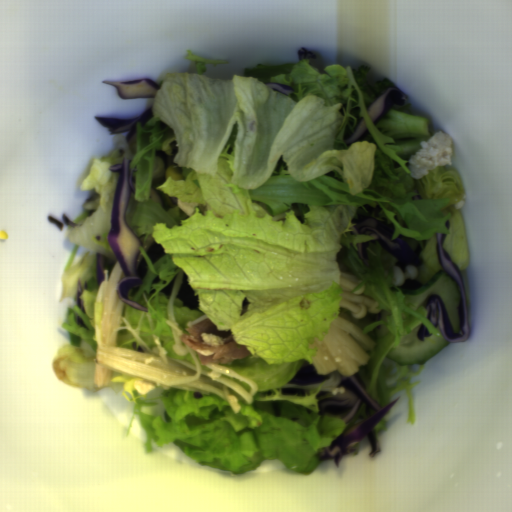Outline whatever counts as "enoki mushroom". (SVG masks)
<instances>
[{"mask_svg":"<svg viewBox=\"0 0 512 512\" xmlns=\"http://www.w3.org/2000/svg\"><path fill=\"white\" fill-rule=\"evenodd\" d=\"M102 280L95 302H101L102 314L99 328H96L94 341L95 387L104 388L111 382L114 372H123L136 377L132 384L138 395H147L149 390H185L215 394L227 401L232 412L240 413L239 394L246 404L254 402L258 390L257 383L227 367L224 364H203L199 354L182 342L181 329L175 315V299L180 291L183 271H179L167 301L166 325L170 327L174 345L173 351L180 356L189 353L194 365L178 358H170L167 349L154 339L152 352L128 350L118 346V335L122 323L123 301L117 287L122 272L114 261Z\"/></svg>","mask_w":512,"mask_h":512,"instance_id":"cea9216a","label":"enoki mushroom"},{"mask_svg":"<svg viewBox=\"0 0 512 512\" xmlns=\"http://www.w3.org/2000/svg\"><path fill=\"white\" fill-rule=\"evenodd\" d=\"M374 340L355 325L338 315L323 339H316L308 348L316 350L312 366L318 374L337 372L342 376L356 373L369 360Z\"/></svg>","mask_w":512,"mask_h":512,"instance_id":"6df1b440","label":"enoki mushroom"},{"mask_svg":"<svg viewBox=\"0 0 512 512\" xmlns=\"http://www.w3.org/2000/svg\"><path fill=\"white\" fill-rule=\"evenodd\" d=\"M452 139L444 132H436L428 140L421 141V149L411 153L408 171L412 177L420 178L438 166L452 165Z\"/></svg>","mask_w":512,"mask_h":512,"instance_id":"6f350940","label":"enoki mushroom"},{"mask_svg":"<svg viewBox=\"0 0 512 512\" xmlns=\"http://www.w3.org/2000/svg\"><path fill=\"white\" fill-rule=\"evenodd\" d=\"M339 276L341 288L339 306L348 309L355 319L364 317L366 313H378L380 306L364 292L365 284L355 292H351L362 282V278L341 271Z\"/></svg>","mask_w":512,"mask_h":512,"instance_id":"5e9bcc2f","label":"enoki mushroom"},{"mask_svg":"<svg viewBox=\"0 0 512 512\" xmlns=\"http://www.w3.org/2000/svg\"><path fill=\"white\" fill-rule=\"evenodd\" d=\"M418 274V269L414 265H406L404 271L399 266H393V279L392 283L395 286H400L405 283L406 280L415 279Z\"/></svg>","mask_w":512,"mask_h":512,"instance_id":"6285f825","label":"enoki mushroom"},{"mask_svg":"<svg viewBox=\"0 0 512 512\" xmlns=\"http://www.w3.org/2000/svg\"><path fill=\"white\" fill-rule=\"evenodd\" d=\"M333 396L334 395H337V394H340V393H346V389L345 387H337V388H333L332 391L330 392Z\"/></svg>","mask_w":512,"mask_h":512,"instance_id":"b455804f","label":"enoki mushroom"},{"mask_svg":"<svg viewBox=\"0 0 512 512\" xmlns=\"http://www.w3.org/2000/svg\"><path fill=\"white\" fill-rule=\"evenodd\" d=\"M464 202H465V196L464 194L461 196V198L459 199L458 203L456 204L455 208L456 210L460 209L463 207L464 205Z\"/></svg>","mask_w":512,"mask_h":512,"instance_id":"e4ef593a","label":"enoki mushroom"}]
</instances>
